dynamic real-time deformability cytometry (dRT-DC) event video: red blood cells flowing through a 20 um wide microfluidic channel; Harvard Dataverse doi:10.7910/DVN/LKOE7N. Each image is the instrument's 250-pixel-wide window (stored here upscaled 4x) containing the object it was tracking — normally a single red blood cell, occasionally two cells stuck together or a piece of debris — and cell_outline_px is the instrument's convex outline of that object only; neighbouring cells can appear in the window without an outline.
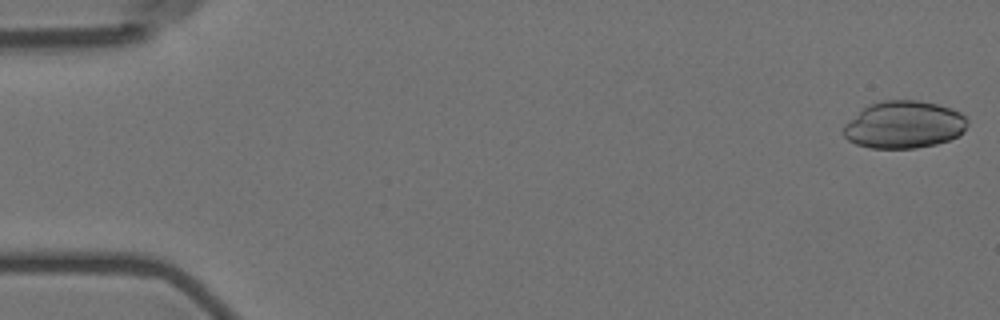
{"species": "Egyptian fruit bat (a non-hibernating species)", "species_latin": "Rousettus aegyptiacus", "temperature_condition": "room temperature", "stored_images_in_passage": 56, "camera_frame_rate_fps": 3000, "um_per_image_px": 0.085, "animal": {"sex": "female"}, "frame": {"image": 1, "passage_image": 1, "time_ms": 0.0, "image_size_px": [1000, 320], "cell_outline_px": [[968, 124], [964, 132], [960, 136], [936, 144], [916, 148], [872, 148], [856, 144], [848, 140], [844, 136], [844, 124], [868, 104], [884, 100], [916, 100], [936, 104], [960, 112], [968, 120]], "centroid_in_image_um": [76.85, 10.6], "position_along_channel_um": 8.2, "area_um2": 34.22}}